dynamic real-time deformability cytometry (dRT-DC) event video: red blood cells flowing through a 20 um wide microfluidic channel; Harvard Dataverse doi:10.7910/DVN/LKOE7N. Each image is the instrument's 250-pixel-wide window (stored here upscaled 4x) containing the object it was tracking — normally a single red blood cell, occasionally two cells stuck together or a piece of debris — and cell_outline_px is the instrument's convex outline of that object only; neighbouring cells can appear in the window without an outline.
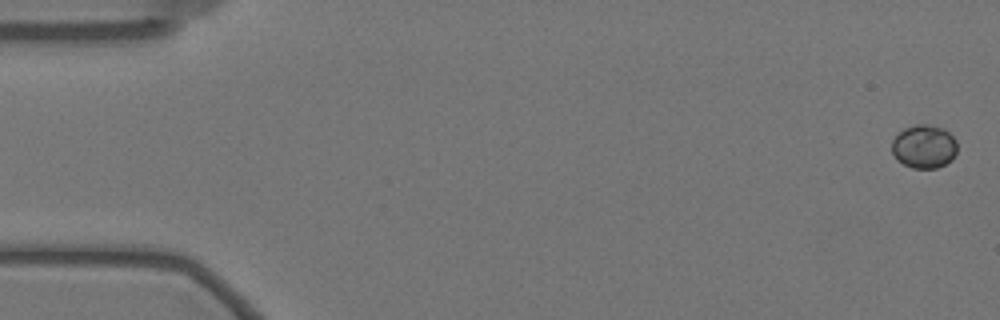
{"species": "Egyptian fruit bat (a non-hibernating species)", "species_latin": "Rousettus aegyptiacus", "temperature_condition": "warm", "stored_images_in_passage": 15, "camera_frame_rate_fps": 3000, "um_per_image_px": 0.085, "animal": {"sex": "female"}, "frame": {"image": 1, "passage_image": 1, "time_ms": 0.0, "image_size_px": [1000, 320], "cell_outline_px": [[956, 152], [952, 160], [936, 168], [912, 168], [896, 160], [892, 152], [892, 140], [904, 128], [916, 124], [928, 124], [944, 128], [956, 140]], "centroid_in_image_um": [78.54, 12.45], "position_along_channel_um": 6.5, "area_um2": 16.59}}
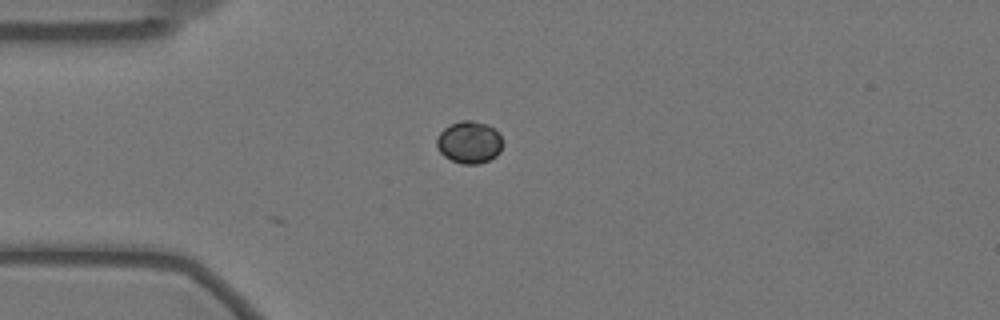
{"frame": {"image": 2, "passage_image": 15, "time_ms": 4.667, "image_size_px": [1000, 320], "cell_outline_px": [[504, 144], [500, 152], [496, 156], [480, 164], [464, 164], [452, 160], [444, 156], [440, 152], [436, 144], [436, 140], [440, 132], [444, 128], [452, 124], [464, 120], [472, 120], [488, 124], [504, 140]], "centroid_in_image_um": [39.91, 12.1], "position_along_channel_um": 45.1, "area_um2": 16.24}}